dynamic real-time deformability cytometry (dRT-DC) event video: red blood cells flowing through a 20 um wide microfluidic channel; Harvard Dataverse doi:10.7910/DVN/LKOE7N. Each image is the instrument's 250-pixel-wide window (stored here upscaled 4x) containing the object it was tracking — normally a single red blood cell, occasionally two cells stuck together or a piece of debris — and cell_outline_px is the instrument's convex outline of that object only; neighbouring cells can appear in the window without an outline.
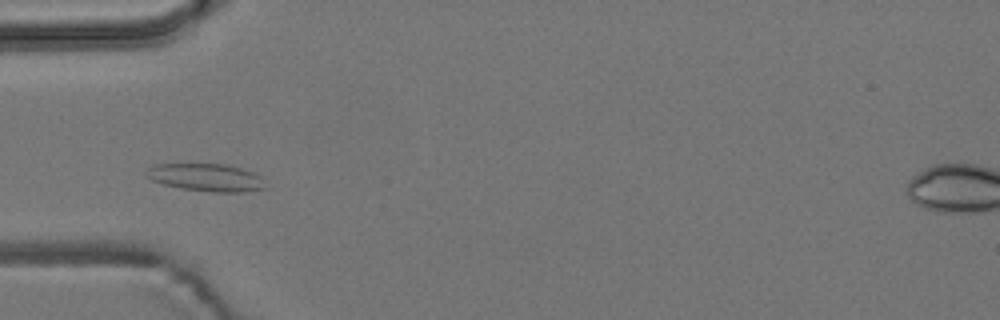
{"species": "common noctule bat (a hibernating species)", "species_latin": "Nyctalus noctula", "temperature_condition": "room temperature", "stored_images_in_passage": 8, "camera_frame_rate_fps": 3000, "um_per_image_px": 0.085, "animal": {"sex": "male", "body_mass_g": 19.2, "forearm_length_mm": 51.8}, "frame": {"image": 1, "passage_image": 4, "time_ms": 1.0, "image_size_px": [1000, 320], "cell_outline_px": [[268, 188], [244, 192], [216, 192], [180, 188], [164, 184], [152, 180], [144, 176], [144, 172], [152, 164], [228, 164], [252, 172], [260, 176]], "centroid_in_image_um": [17.51, 15.08], "position_along_channel_um": 67.5, "area_um2": 19.31}}
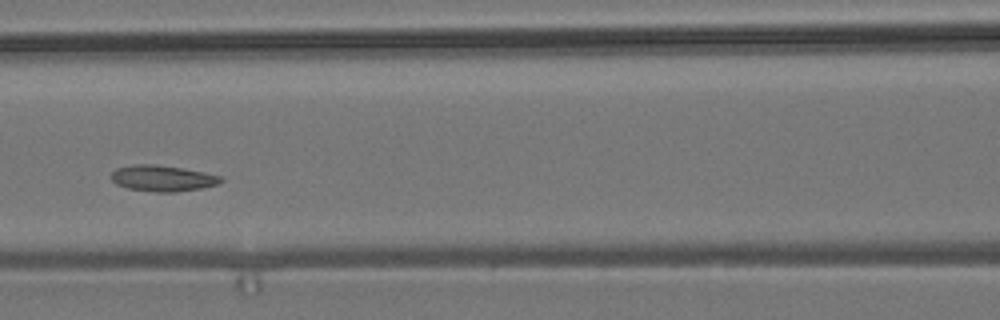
{"frame": {"image": 2, "passage_image": 6, "time_ms": 1.667, "image_size_px": [1000, 320], "cell_outline_px": [[224, 180], [216, 184], [200, 188], [176, 192], [156, 192], [128, 188], [116, 184], [112, 180], [112, 172], [116, 168], [132, 164], [156, 164], [204, 172], [220, 176]], "centroid_in_image_um": [13.79, 15.15], "position_along_channel_um": 152.8, "area_um2": 16.47}}
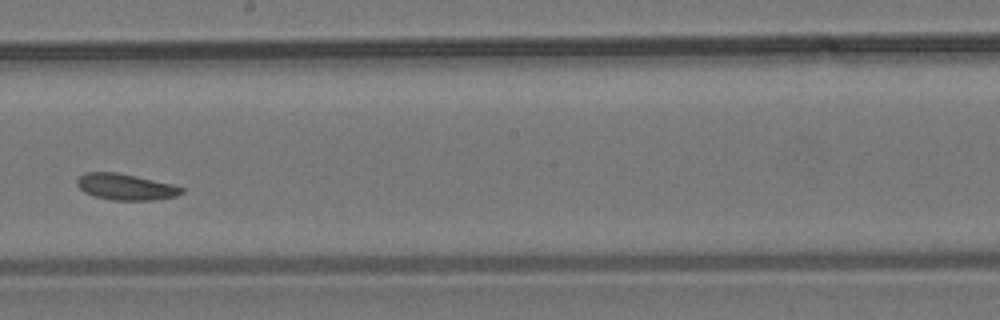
{"frame": {"image": 3, "passage_image": 8, "time_ms": 2.333, "image_size_px": [1000, 320], "cell_outline_px": [[184, 192], [176, 196], [156, 200], [112, 200], [92, 196], [84, 192], [76, 184], [76, 180], [84, 172], [116, 172], [136, 176], [172, 184], [184, 188]], "centroid_in_image_um": [10.66, 15.89], "position_along_channel_um": 237.5, "area_um2": 16.07}}